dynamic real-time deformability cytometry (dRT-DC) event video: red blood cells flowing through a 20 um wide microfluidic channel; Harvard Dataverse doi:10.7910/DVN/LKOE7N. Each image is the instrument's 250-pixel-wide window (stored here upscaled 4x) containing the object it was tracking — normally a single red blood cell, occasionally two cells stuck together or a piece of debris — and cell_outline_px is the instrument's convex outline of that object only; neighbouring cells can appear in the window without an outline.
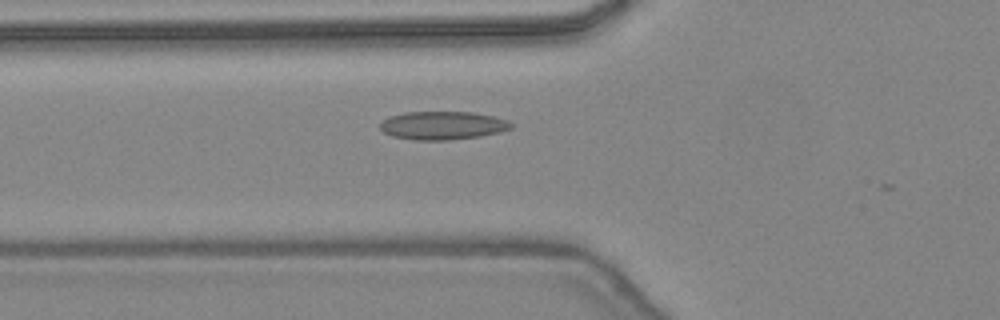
{"species": "common noctule bat (a hibernating species)", "species_latin": "Nyctalus noctula", "temperature_condition": "warm", "stored_images_in_passage": 29, "camera_frame_rate_fps": 3000, "um_per_image_px": 0.085, "animal": {"sex": "female", "body_mass_g": 24.6, "forearm_length_mm": 56.2}, "frame": {"image": 1, "passage_image": 2, "time_ms": 0.333, "image_size_px": [1000, 320], "cell_outline_px": [[512, 128], [500, 132], [480, 136], [448, 140], [412, 140], [392, 136], [384, 132], [380, 128], [380, 124], [384, 120], [392, 116], [404, 112], [472, 112], [492, 116], [508, 120], [512, 124]], "centroid_in_image_um": [37.63, 10.67], "position_along_channel_um": 88.2, "area_um2": 21.5}}
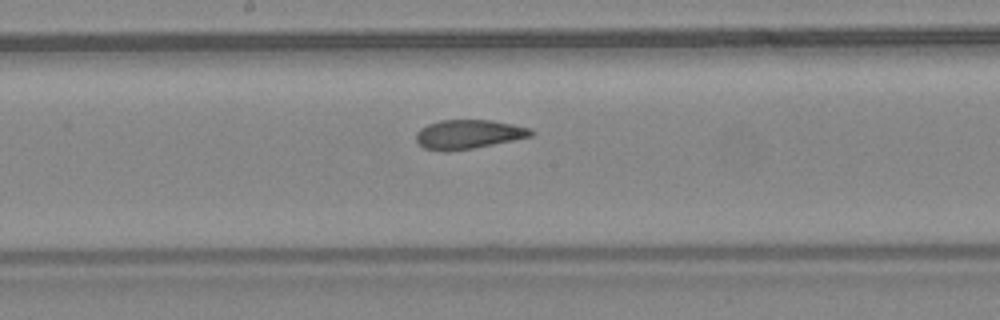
{"frame": {"image": 2, "passage_image": 10, "time_ms": 3.0, "image_size_px": [1000, 320], "cell_outline_px": [[536, 132], [532, 136], [472, 148], [448, 152], [424, 148], [416, 140], [416, 132], [420, 128], [428, 124], [440, 120], [492, 120], [512, 124], [528, 128]], "centroid_in_image_um": [39.79, 11.41], "position_along_channel_um": 208.4, "area_um2": 19.36}}
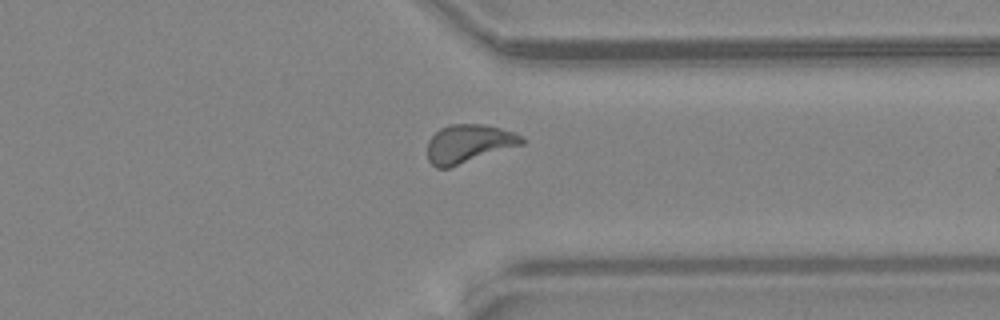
{"frame": {"image": 3, "passage_image": 21, "time_ms": 6.667, "image_size_px": [1000, 320], "cell_outline_px": [[524, 144], [448, 168], [436, 168], [428, 160], [428, 140], [440, 128], [448, 124], [480, 124], [500, 128], [524, 136]], "centroid_in_image_um": [39.83, 12.21], "position_along_channel_um": 371.6, "area_um2": 21.04}, "authors_computed_cell_mechanics": {"area_um2": 19.941, "velocity_mm_per_s": 4.4726, "shape_relaxation_time_tau1_ms": 9.4417, "shape_relaxation_time_tau2_ms": 1.6498, "deformation_change_tau1": 0.2014, "deformation_change_tau2": 0.0721}}